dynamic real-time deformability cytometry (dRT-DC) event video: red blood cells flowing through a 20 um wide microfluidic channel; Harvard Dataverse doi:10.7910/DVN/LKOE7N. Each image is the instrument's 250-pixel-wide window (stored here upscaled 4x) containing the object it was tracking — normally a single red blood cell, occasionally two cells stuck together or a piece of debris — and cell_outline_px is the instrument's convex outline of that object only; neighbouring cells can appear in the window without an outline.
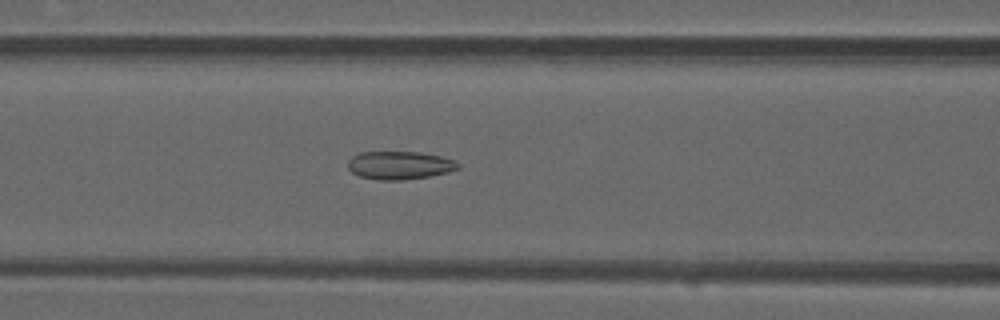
{"species": "common noctule bat (a hibernating species)", "species_latin": "Nyctalus noctula", "temperature_condition": "warm", "stored_images_in_passage": 27, "camera_frame_rate_fps": 3000, "um_per_image_px": 0.085, "animal": {"sex": "male", "forearm_length_mm": 52.5}, "frame": {"image": 1, "passage_image": 8, "time_ms": 2.333, "image_size_px": [1000, 320], "cell_outline_px": [[460, 168], [448, 172], [428, 176], [404, 180], [380, 180], [360, 176], [352, 172], [348, 168], [348, 160], [352, 156], [360, 152], [420, 152], [440, 156], [456, 160], [460, 164]], "centroid_in_image_um": [33.98, 14.04], "position_along_channel_um": 132.6, "area_um2": 18.09}}
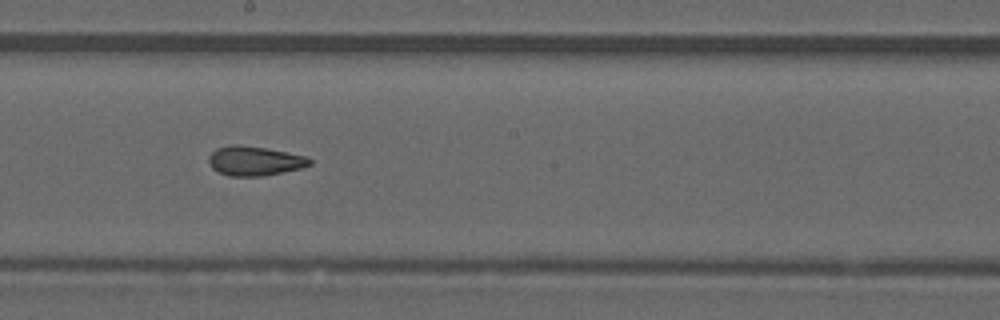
{"frame": {"image": 2, "passage_image": 15, "time_ms": 4.667, "image_size_px": [1000, 320], "cell_outline_px": [[312, 164], [300, 168], [264, 176], [228, 176], [212, 168], [208, 160], [208, 156], [216, 148], [232, 144], [236, 144], [264, 148], [288, 152], [308, 156], [312, 160]], "centroid_in_image_um": [21.65, 13.67], "position_along_channel_um": 226.6, "area_um2": 17.34}}
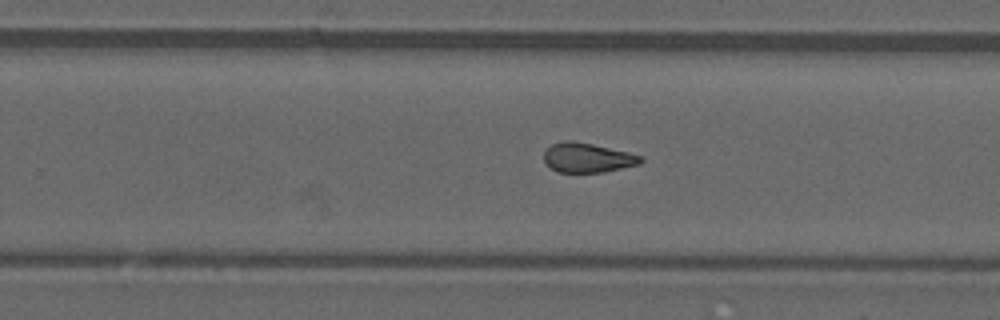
{"frame": {"image": 3, "passage_image": 19, "time_ms": 6.0, "image_size_px": [1000, 320], "cell_outline_px": [[644, 160], [640, 164], [604, 172], [560, 172], [552, 168], [544, 160], [544, 152], [552, 144], [564, 140], [572, 140], [592, 144], [628, 152], [644, 156]], "centroid_in_image_um": [49.97, 13.4], "position_along_channel_um": 279.8, "area_um2": 16.59}, "authors_computed_cell_mechanics": {"area_um2": 17.2244, "velocity_mm_per_s": 4.0361, "shape_relaxation_time_tau1_ms": null, "shape_relaxation_time_tau2_ms": 2.3436, "deformation_change_tau1": null, "deformation_change_tau2": 0.0915}}